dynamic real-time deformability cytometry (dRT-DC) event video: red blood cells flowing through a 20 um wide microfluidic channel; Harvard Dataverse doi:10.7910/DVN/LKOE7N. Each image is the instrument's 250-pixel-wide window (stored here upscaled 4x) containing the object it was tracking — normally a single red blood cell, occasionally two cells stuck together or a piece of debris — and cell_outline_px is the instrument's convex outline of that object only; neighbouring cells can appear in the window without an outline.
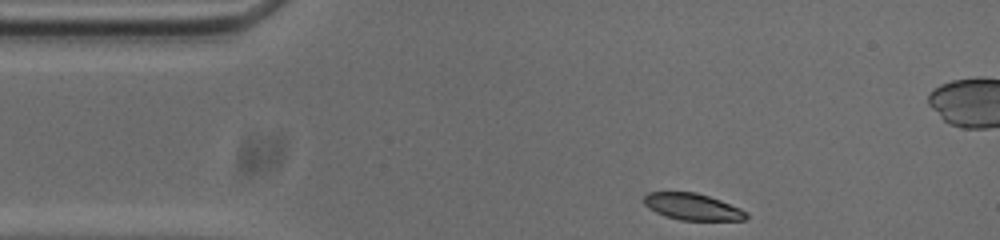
{"species": "common noctule bat (a hibernating species)", "species_latin": "Nyctalus noctula", "temperature_condition": "cold", "stored_images_in_passage": 47, "camera_frame_rate_fps": 3000, "um_per_image_px": 0.085, "animal": {"sex": "male", "body_mass_g": 20.0, "forearm_length_mm": 53.3}, "frame": {"image": 1, "passage_image": 1, "time_ms": 0.0, "image_size_px": [1000, 240], "cell_outline_px": [[748, 216], [744, 220], [680, 220], [656, 212], [648, 208], [644, 204], [644, 196], [648, 192], [696, 192], [720, 200], [740, 208], [748, 212]], "centroid_in_image_um": [58.87, 17.57], "position_along_channel_um": 26.1, "area_um2": 15.78}}
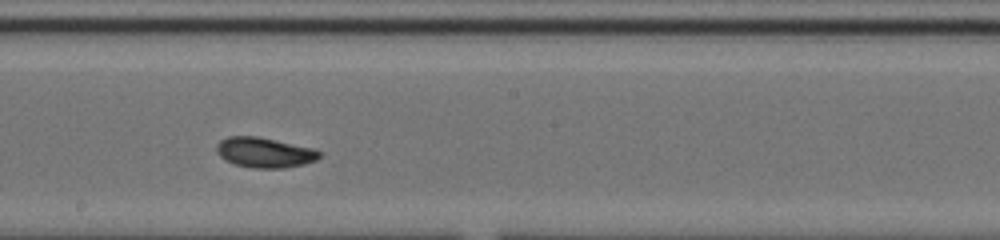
{"frame": {"image": 2, "passage_image": 21, "time_ms": 6.667, "image_size_px": [1000, 240], "cell_outline_px": [[320, 156], [316, 160], [304, 164], [284, 168], [252, 168], [236, 164], [224, 160], [216, 152], [216, 144], [220, 140], [228, 136], [256, 136], [316, 148], [320, 152]], "centroid_in_image_um": [22.48, 12.96], "position_along_channel_um": 225.7, "area_um2": 18.21}}
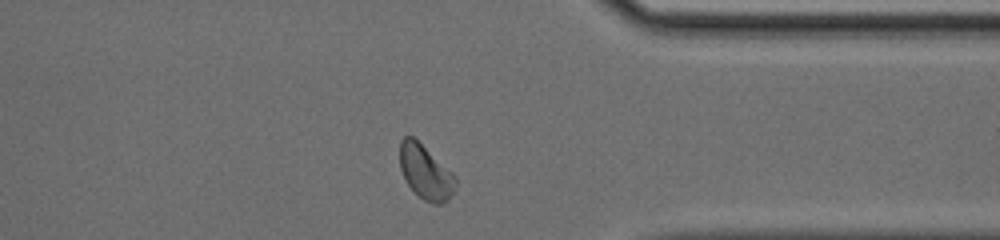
{"frame": {"image": 3, "passage_image": 34, "time_ms": 11.0, "image_size_px": [1000, 240], "cell_outline_px": [[456, 188], [448, 200], [440, 204], [432, 204], [424, 200], [404, 180], [400, 168], [400, 140], [404, 136], [412, 136], [452, 172], [456, 176]], "centroid_in_image_um": [36.17, 14.65], "position_along_channel_um": 375.2, "area_um2": 17.46}, "authors_computed_cell_mechanics": {"area_um2": 17.6868, "velocity_mm_per_s": 3.7068, "shape_relaxation_time_tau1_ms": 3.4574, "shape_relaxation_time_tau2_ms": 5.2244, "deformation_change_tau1": 0.1305, "deformation_change_tau2": 0.0824}}